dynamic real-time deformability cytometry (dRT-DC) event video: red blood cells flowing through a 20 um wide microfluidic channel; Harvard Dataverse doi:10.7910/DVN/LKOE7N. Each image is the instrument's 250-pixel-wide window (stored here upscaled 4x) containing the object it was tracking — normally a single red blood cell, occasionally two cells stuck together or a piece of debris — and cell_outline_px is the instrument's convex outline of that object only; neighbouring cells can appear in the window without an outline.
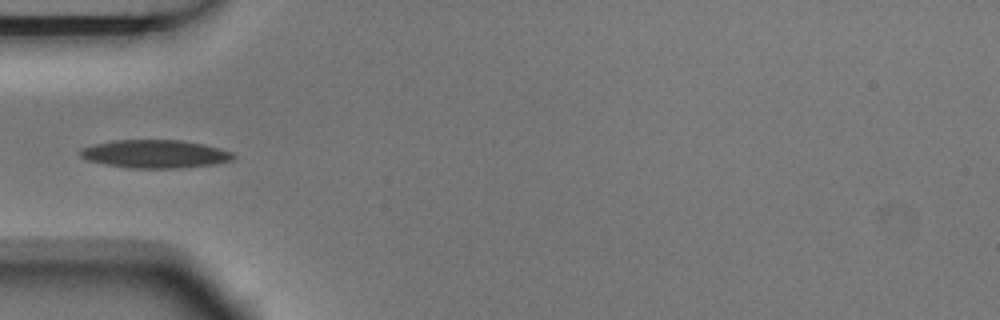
{"species": "Egyptian fruit bat (a non-hibernating species)", "species_latin": "Rousettus aegyptiacus", "temperature_condition": "room temperature", "stored_images_in_passage": 5, "camera_frame_rate_fps": 3000, "um_per_image_px": 0.085, "animal": {"sex": "male"}, "frame": {"image": 1, "passage_image": 5, "time_ms": 1.333, "image_size_px": [1000, 320], "cell_outline_px": [[236, 156], [232, 160], [216, 164], [180, 168], [128, 168], [104, 164], [88, 160], [80, 156], [80, 148], [92, 144], [116, 140], [180, 140], [204, 144], [220, 148], [232, 152]], "centroid_in_image_um": [13.18, 13.09], "position_along_channel_um": 71.8, "area_um2": 25.26}}